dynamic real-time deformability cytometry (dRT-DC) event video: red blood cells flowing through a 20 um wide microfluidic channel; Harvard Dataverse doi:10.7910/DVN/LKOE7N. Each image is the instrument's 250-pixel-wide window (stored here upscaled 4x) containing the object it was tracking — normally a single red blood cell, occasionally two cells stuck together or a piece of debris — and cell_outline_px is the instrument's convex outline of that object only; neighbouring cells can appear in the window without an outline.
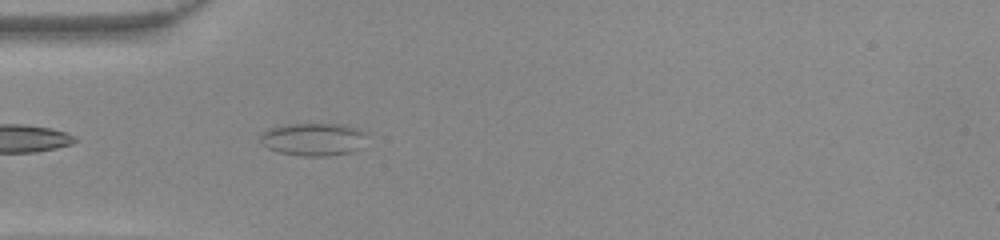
{"species": "common noctule bat (a hibernating species)", "species_latin": "Nyctalus noctula", "temperature_condition": "warm", "stored_images_in_passage": 36, "camera_frame_rate_fps": 3000, "um_per_image_px": 0.085, "animal": {"sex": "female", "body_mass_g": 22.0, "forearm_length_mm": 56.7}, "frame": {"image": 1, "passage_image": 3, "time_ms": 0.667, "image_size_px": [1000, 240], "cell_outline_px": [[364, 132], [356, 148], [352, 152], [328, 156], [300, 156], [280, 152], [268, 148], [260, 140], [260, 136], [268, 128], [284, 124], [344, 124], [356, 128]], "centroid_in_image_um": [26.54, 11.83], "position_along_channel_um": 58.5, "area_um2": 19.88}}
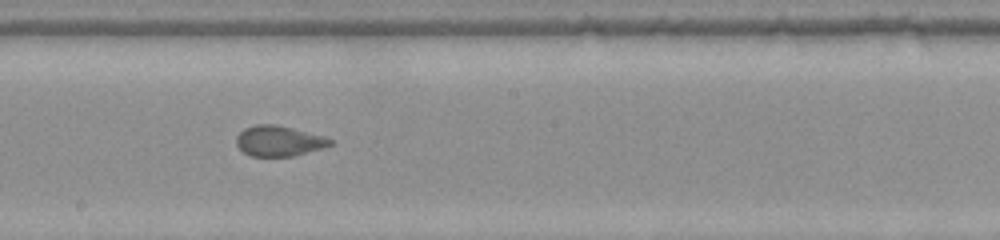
{"frame": {"image": 2, "passage_image": 15, "time_ms": 4.667, "image_size_px": [1000, 240], "cell_outline_px": [[332, 144], [324, 148], [292, 156], [252, 156], [244, 152], [236, 144], [236, 136], [244, 128], [256, 124], [276, 124], [292, 128], [320, 136], [332, 140]], "centroid_in_image_um": [23.66, 11.98], "position_along_channel_um": 224.5, "area_um2": 16.42}}
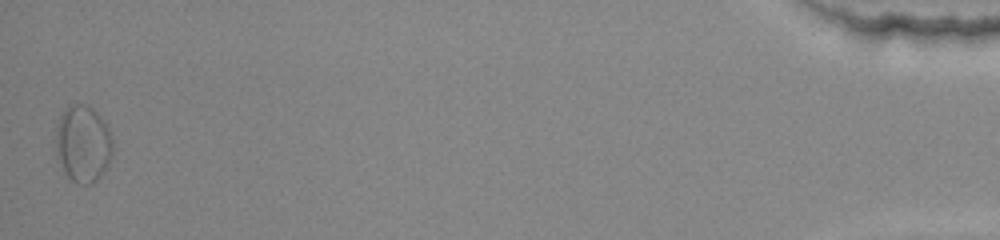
{"frame": {"image": 3, "passage_image": 36, "time_ms": 11.667, "image_size_px": [1000, 240], "cell_outline_px": [[112, 152], [108, 168], [92, 184], [76, 184], [68, 176], [60, 160], [56, 148], [56, 128], [60, 116], [68, 104], [84, 104], [92, 108], [104, 120], [108, 128], [112, 140]], "centroid_in_image_um": [7.08, 12.21], "position_along_channel_um": 428.1, "area_um2": 25.43}}